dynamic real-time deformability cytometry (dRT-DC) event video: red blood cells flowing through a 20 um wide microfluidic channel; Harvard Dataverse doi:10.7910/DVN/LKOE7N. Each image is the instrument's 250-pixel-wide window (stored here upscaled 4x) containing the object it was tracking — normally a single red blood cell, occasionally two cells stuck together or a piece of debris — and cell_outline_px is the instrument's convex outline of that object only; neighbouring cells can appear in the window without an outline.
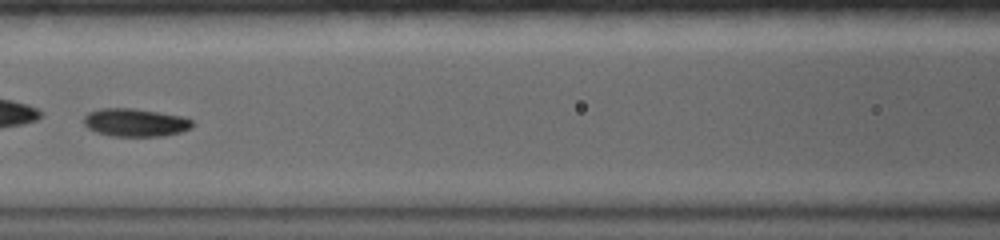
{"species": "common noctule bat (a hibernating species)", "species_latin": "Nyctalus noctula", "temperature_condition": "warm", "stored_images_in_passage": 20, "camera_frame_rate_fps": 5000, "um_per_image_px": 0.085, "animal": {"sex": "female", "body_mass_g": 19.0, "forearm_length_mm": 56.7}, "frame": {"image": 1, "passage_image": 6, "time_ms": 2.6, "image_size_px": [1000, 240], "cell_outline_px": [[192, 128], [180, 132], [164, 136], [112, 136], [96, 132], [88, 128], [84, 124], [84, 116], [88, 112], [100, 108], [132, 108], [184, 116], [192, 120]], "centroid_in_image_um": [11.49, 10.41], "position_along_channel_um": 155.1, "area_um2": 17.8}}
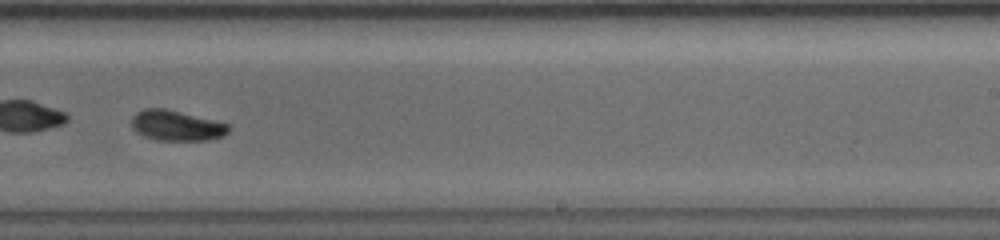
{"frame": {"image": 2, "passage_image": 12, "time_ms": 5.8, "image_size_px": [1000, 240], "cell_outline_px": [[228, 132], [220, 136], [208, 140], [156, 140], [144, 136], [136, 132], [132, 128], [132, 116], [136, 112], [144, 108], [164, 108], [228, 124]], "centroid_in_image_um": [14.92, 10.67], "position_along_channel_um": 274.1, "area_um2": 16.88}}